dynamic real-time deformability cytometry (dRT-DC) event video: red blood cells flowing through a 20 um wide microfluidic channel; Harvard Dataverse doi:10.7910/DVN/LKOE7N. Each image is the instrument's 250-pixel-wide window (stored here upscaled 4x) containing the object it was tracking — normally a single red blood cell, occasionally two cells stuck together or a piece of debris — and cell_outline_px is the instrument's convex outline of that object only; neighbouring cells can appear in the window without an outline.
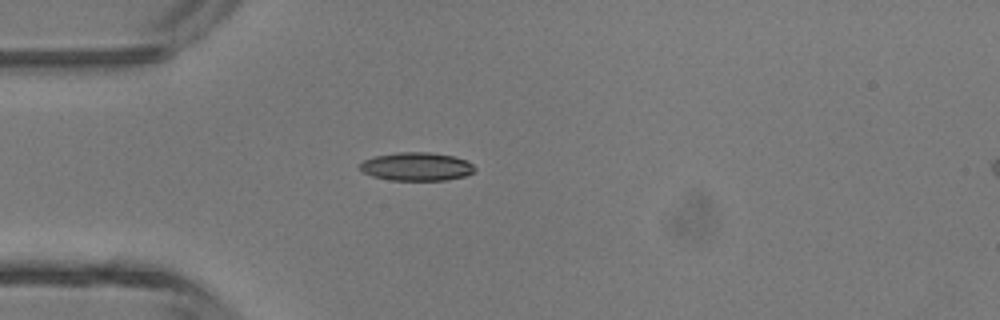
{"species": "common noctule bat (a hibernating species)", "species_latin": "Nyctalus noctula", "temperature_condition": "room temperature", "stored_images_in_passage": 3, "camera_frame_rate_fps": 3000, "um_per_image_px": 0.085, "animal": {"sex": "male", "body_mass_g": 13.3}, "frame": {"image": 1, "passage_image": 3, "time_ms": 0.667, "image_size_px": [1000, 320], "cell_outline_px": [[476, 168], [472, 172], [464, 176], [444, 180], [388, 180], [372, 176], [364, 172], [360, 168], [360, 164], [364, 160], [372, 156], [396, 152], [432, 152], [452, 156], [464, 160], [472, 164]], "centroid_in_image_um": [35.37, 14.15], "position_along_channel_um": 49.6, "area_um2": 18.9}}